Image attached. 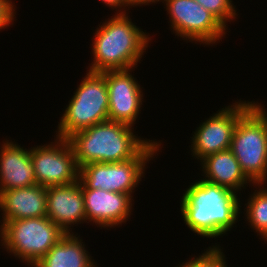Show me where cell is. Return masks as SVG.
I'll return each instance as SVG.
<instances>
[{"mask_svg":"<svg viewBox=\"0 0 267 267\" xmlns=\"http://www.w3.org/2000/svg\"><path fill=\"white\" fill-rule=\"evenodd\" d=\"M200 178L186 188L181 198L183 221L198 236L223 237L239 222L240 198L235 191Z\"/></svg>","mask_w":267,"mask_h":267,"instance_id":"6da1fadb","label":"cell"},{"mask_svg":"<svg viewBox=\"0 0 267 267\" xmlns=\"http://www.w3.org/2000/svg\"><path fill=\"white\" fill-rule=\"evenodd\" d=\"M129 13L116 14L95 29L92 41L93 61L87 71L104 72L136 68L152 40L137 27ZM147 34V35H146Z\"/></svg>","mask_w":267,"mask_h":267,"instance_id":"7a4b0ae2","label":"cell"},{"mask_svg":"<svg viewBox=\"0 0 267 267\" xmlns=\"http://www.w3.org/2000/svg\"><path fill=\"white\" fill-rule=\"evenodd\" d=\"M134 127L104 121L67 138L78 167L90 163L123 162L137 157L152 141L134 134Z\"/></svg>","mask_w":267,"mask_h":267,"instance_id":"3957f363","label":"cell"},{"mask_svg":"<svg viewBox=\"0 0 267 267\" xmlns=\"http://www.w3.org/2000/svg\"><path fill=\"white\" fill-rule=\"evenodd\" d=\"M255 102L237 121L230 150L246 177L267 183V110Z\"/></svg>","mask_w":267,"mask_h":267,"instance_id":"277c9868","label":"cell"},{"mask_svg":"<svg viewBox=\"0 0 267 267\" xmlns=\"http://www.w3.org/2000/svg\"><path fill=\"white\" fill-rule=\"evenodd\" d=\"M57 126V137L72 134L109 120L108 89L104 72H90L78 84Z\"/></svg>","mask_w":267,"mask_h":267,"instance_id":"5b68a950","label":"cell"},{"mask_svg":"<svg viewBox=\"0 0 267 267\" xmlns=\"http://www.w3.org/2000/svg\"><path fill=\"white\" fill-rule=\"evenodd\" d=\"M65 234L47 216L10 220L0 225V246L32 267Z\"/></svg>","mask_w":267,"mask_h":267,"instance_id":"8992f818","label":"cell"},{"mask_svg":"<svg viewBox=\"0 0 267 267\" xmlns=\"http://www.w3.org/2000/svg\"><path fill=\"white\" fill-rule=\"evenodd\" d=\"M152 141L137 157L123 162L90 163L80 167L79 179L89 189L127 193L131 197L144 176L147 163L162 148Z\"/></svg>","mask_w":267,"mask_h":267,"instance_id":"52a82bcc","label":"cell"},{"mask_svg":"<svg viewBox=\"0 0 267 267\" xmlns=\"http://www.w3.org/2000/svg\"><path fill=\"white\" fill-rule=\"evenodd\" d=\"M163 4L171 30L182 40L213 46L227 34V28L195 0H165Z\"/></svg>","mask_w":267,"mask_h":267,"instance_id":"ba28073f","label":"cell"},{"mask_svg":"<svg viewBox=\"0 0 267 267\" xmlns=\"http://www.w3.org/2000/svg\"><path fill=\"white\" fill-rule=\"evenodd\" d=\"M255 101H235L199 124L191 138L190 151L200 162L209 155L230 149L238 119Z\"/></svg>","mask_w":267,"mask_h":267,"instance_id":"9c48e42d","label":"cell"},{"mask_svg":"<svg viewBox=\"0 0 267 267\" xmlns=\"http://www.w3.org/2000/svg\"><path fill=\"white\" fill-rule=\"evenodd\" d=\"M31 147V160L37 185L50 187L69 185L79 181L80 168L74 152L65 138Z\"/></svg>","mask_w":267,"mask_h":267,"instance_id":"30bf717a","label":"cell"},{"mask_svg":"<svg viewBox=\"0 0 267 267\" xmlns=\"http://www.w3.org/2000/svg\"><path fill=\"white\" fill-rule=\"evenodd\" d=\"M133 69L105 71L109 120L131 127L141 113L144 100L143 90L132 75Z\"/></svg>","mask_w":267,"mask_h":267,"instance_id":"8fae6325","label":"cell"},{"mask_svg":"<svg viewBox=\"0 0 267 267\" xmlns=\"http://www.w3.org/2000/svg\"><path fill=\"white\" fill-rule=\"evenodd\" d=\"M81 186L87 223L107 229L126 224L130 219L134 203L129 194L89 189L82 181Z\"/></svg>","mask_w":267,"mask_h":267,"instance_id":"7c38bea8","label":"cell"},{"mask_svg":"<svg viewBox=\"0 0 267 267\" xmlns=\"http://www.w3.org/2000/svg\"><path fill=\"white\" fill-rule=\"evenodd\" d=\"M46 206V216L65 233H73L74 225L86 223L81 180L69 185L47 187Z\"/></svg>","mask_w":267,"mask_h":267,"instance_id":"4fadbf2b","label":"cell"},{"mask_svg":"<svg viewBox=\"0 0 267 267\" xmlns=\"http://www.w3.org/2000/svg\"><path fill=\"white\" fill-rule=\"evenodd\" d=\"M2 143L0 147V192L37 184L31 160V148H23L15 141L7 139Z\"/></svg>","mask_w":267,"mask_h":267,"instance_id":"5bb4252c","label":"cell"},{"mask_svg":"<svg viewBox=\"0 0 267 267\" xmlns=\"http://www.w3.org/2000/svg\"><path fill=\"white\" fill-rule=\"evenodd\" d=\"M0 211L3 215L0 224L10 220L45 217L46 187L35 184L1 191Z\"/></svg>","mask_w":267,"mask_h":267,"instance_id":"9a60e30c","label":"cell"},{"mask_svg":"<svg viewBox=\"0 0 267 267\" xmlns=\"http://www.w3.org/2000/svg\"><path fill=\"white\" fill-rule=\"evenodd\" d=\"M204 180L240 192L242 189L253 186V183L243 173L239 162L230 149L207 156L201 161Z\"/></svg>","mask_w":267,"mask_h":267,"instance_id":"2e32d148","label":"cell"},{"mask_svg":"<svg viewBox=\"0 0 267 267\" xmlns=\"http://www.w3.org/2000/svg\"><path fill=\"white\" fill-rule=\"evenodd\" d=\"M77 235L66 233L32 267H98L86 250L83 239Z\"/></svg>","mask_w":267,"mask_h":267,"instance_id":"e0dca14e","label":"cell"},{"mask_svg":"<svg viewBox=\"0 0 267 267\" xmlns=\"http://www.w3.org/2000/svg\"><path fill=\"white\" fill-rule=\"evenodd\" d=\"M265 185V187L263 186ZM253 186L258 189L254 190L253 193L249 194L247 199L246 207L244 211L246 212L245 221L257 232L259 239H263L267 243V188L266 183L253 184ZM247 217V218H246Z\"/></svg>","mask_w":267,"mask_h":267,"instance_id":"ac0fdd59","label":"cell"},{"mask_svg":"<svg viewBox=\"0 0 267 267\" xmlns=\"http://www.w3.org/2000/svg\"><path fill=\"white\" fill-rule=\"evenodd\" d=\"M226 257L221 249V246L215 245L210 246L206 249L202 255L191 257L187 262H182L176 267H227Z\"/></svg>","mask_w":267,"mask_h":267,"instance_id":"d6986e66","label":"cell"},{"mask_svg":"<svg viewBox=\"0 0 267 267\" xmlns=\"http://www.w3.org/2000/svg\"><path fill=\"white\" fill-rule=\"evenodd\" d=\"M202 7L213 14L226 28H228L227 22L237 18V8L233 4V0H195Z\"/></svg>","mask_w":267,"mask_h":267,"instance_id":"ffe728a7","label":"cell"},{"mask_svg":"<svg viewBox=\"0 0 267 267\" xmlns=\"http://www.w3.org/2000/svg\"><path fill=\"white\" fill-rule=\"evenodd\" d=\"M12 0H0V31L9 27L16 18V8Z\"/></svg>","mask_w":267,"mask_h":267,"instance_id":"44dd1931","label":"cell"},{"mask_svg":"<svg viewBox=\"0 0 267 267\" xmlns=\"http://www.w3.org/2000/svg\"><path fill=\"white\" fill-rule=\"evenodd\" d=\"M100 1H102L105 5H107V7H109V8L111 7L112 9H116L115 10V11H117L116 14L128 13L126 11H128L132 7L130 0H100ZM127 7L129 9H127ZM117 8H118V10H117Z\"/></svg>","mask_w":267,"mask_h":267,"instance_id":"7402d4cb","label":"cell"},{"mask_svg":"<svg viewBox=\"0 0 267 267\" xmlns=\"http://www.w3.org/2000/svg\"><path fill=\"white\" fill-rule=\"evenodd\" d=\"M131 1V4H132V7H136V6H142V5H150V4H154V3H158L159 1L160 2H164L165 0H130Z\"/></svg>","mask_w":267,"mask_h":267,"instance_id":"603a6c76","label":"cell"}]
</instances>
